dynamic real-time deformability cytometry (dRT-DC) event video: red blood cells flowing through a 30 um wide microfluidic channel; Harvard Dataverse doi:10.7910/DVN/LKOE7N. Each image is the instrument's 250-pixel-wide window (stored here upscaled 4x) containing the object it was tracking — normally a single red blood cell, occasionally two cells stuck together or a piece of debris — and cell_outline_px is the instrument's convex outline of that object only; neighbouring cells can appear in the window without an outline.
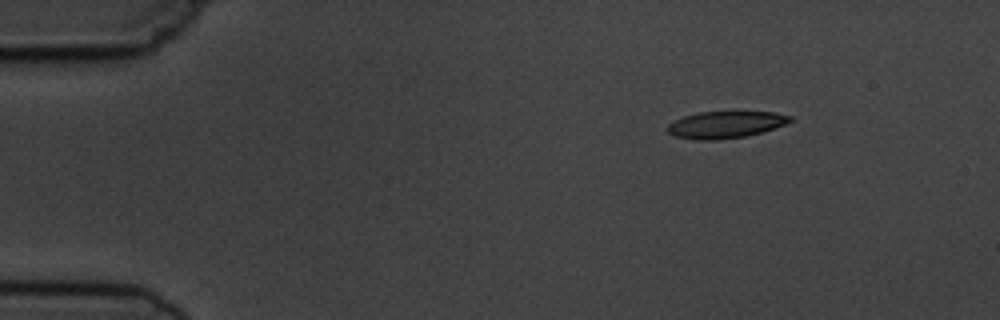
{"species": "common noctule bat (a hibernating species)", "species_latin": "Nyctalus noctula", "temperature_condition": "cold", "stored_images_in_passage": 3, "camera_frame_rate_fps": 3000, "um_per_image_px": 0.085, "animal": {"sex": "male", "body_mass_g": 19.5, "forearm_length_mm": 54.6}, "frame": {"image": 1, "passage_image": 1, "time_ms": 0.0, "image_size_px": [1000, 320], "cell_outline_px": [[792, 120], [784, 124], [764, 132], [744, 136], [720, 140], [696, 140], [676, 136], [668, 132], [668, 124], [684, 116], [700, 112], [772, 112], [792, 116]], "centroid_in_image_um": [61.67, 10.6], "position_along_channel_um": 23.3, "area_um2": 19.02}}